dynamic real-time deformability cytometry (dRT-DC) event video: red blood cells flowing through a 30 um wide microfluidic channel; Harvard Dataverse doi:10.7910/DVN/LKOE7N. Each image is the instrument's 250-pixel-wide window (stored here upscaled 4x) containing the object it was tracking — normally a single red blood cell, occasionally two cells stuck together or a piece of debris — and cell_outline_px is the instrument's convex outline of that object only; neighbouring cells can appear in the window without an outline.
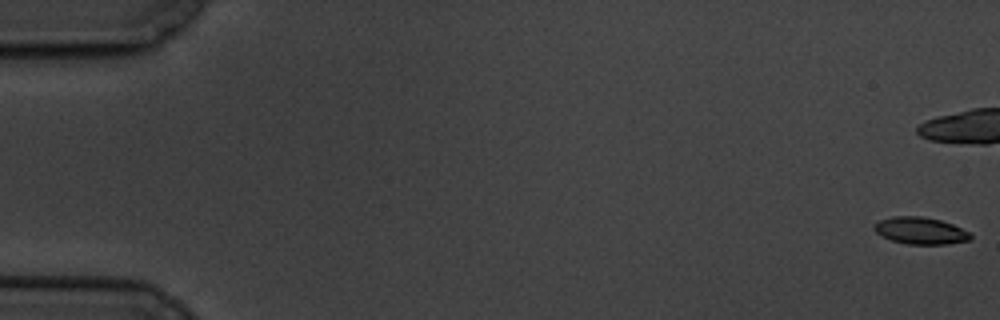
{"species": "common noctule bat (a hibernating species)", "species_latin": "Nyctalus noctula", "temperature_condition": "cold", "stored_images_in_passage": 8, "camera_frame_rate_fps": 3000, "um_per_image_px": 0.085, "animal": {"sex": "male", "body_mass_g": 19.5, "forearm_length_mm": 54.6}, "frame": {"image": 1, "passage_image": 1, "time_ms": 0.0, "image_size_px": [1000, 320], "cell_outline_px": [[972, 240], [948, 244], [908, 244], [892, 240], [880, 236], [872, 228], [880, 220], [892, 216], [920, 216], [940, 220], [952, 224], [968, 232], [972, 236]], "centroid_in_image_um": [78.23, 19.61], "position_along_channel_um": 6.8, "area_um2": 15.09}}